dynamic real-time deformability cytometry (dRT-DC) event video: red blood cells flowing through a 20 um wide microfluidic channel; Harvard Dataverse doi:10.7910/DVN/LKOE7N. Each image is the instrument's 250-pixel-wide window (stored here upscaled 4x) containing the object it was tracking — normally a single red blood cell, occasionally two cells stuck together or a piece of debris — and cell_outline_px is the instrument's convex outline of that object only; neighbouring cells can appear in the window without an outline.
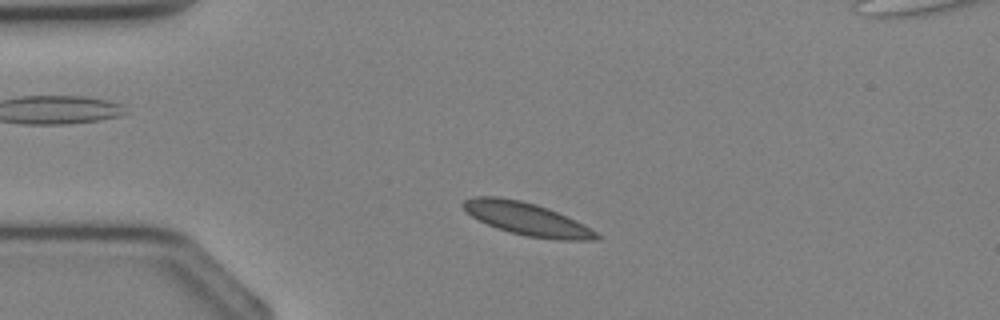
{"species": "Egyptian fruit bat (a non-hibernating species)", "species_latin": "Rousettus aegyptiacus", "temperature_condition": "cold", "stored_images_in_passage": 34, "segment_of_instrument_passage": [1, 2], "camera_frame_rate_fps": 3000, "um_per_image_px": 0.085, "animal": {"sex": "female"}, "frame": {"image": 1, "passage_image": 5, "time_ms": 1.333, "image_size_px": [1000, 320], "cell_outline_px": [[600, 240], [560, 240], [528, 236], [496, 228], [472, 216], [460, 204], [464, 200], [472, 196], [500, 196], [520, 200], [536, 204], [548, 208], [576, 220], [584, 224], [596, 232], [600, 236]], "centroid_in_image_um": [44.8, 18.59], "position_along_channel_um": 40.2, "area_um2": 25.32}}
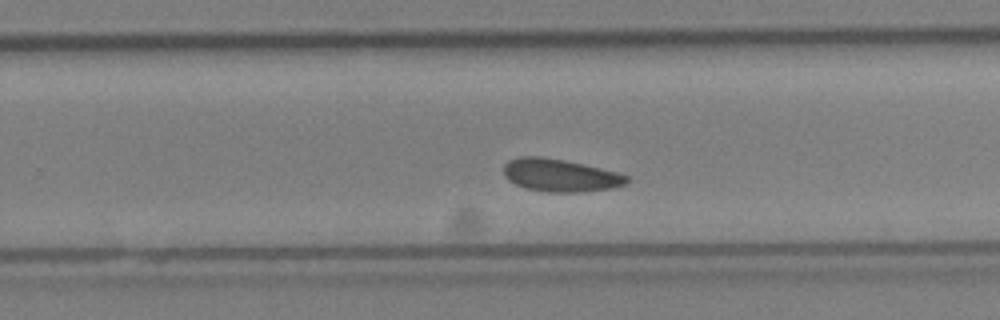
{"frame": {"image": 2, "passage_image": 20, "time_ms": 6.333, "image_size_px": [1000, 320], "cell_outline_px": [[628, 180], [624, 184], [612, 188], [580, 192], [544, 192], [528, 188], [516, 184], [508, 180], [504, 176], [504, 164], [508, 160], [524, 156], [540, 156], [564, 160], [600, 168], [616, 172], [628, 176]], "centroid_in_image_um": [47.58, 14.9], "position_along_channel_um": 282.2, "area_um2": 23.24}}
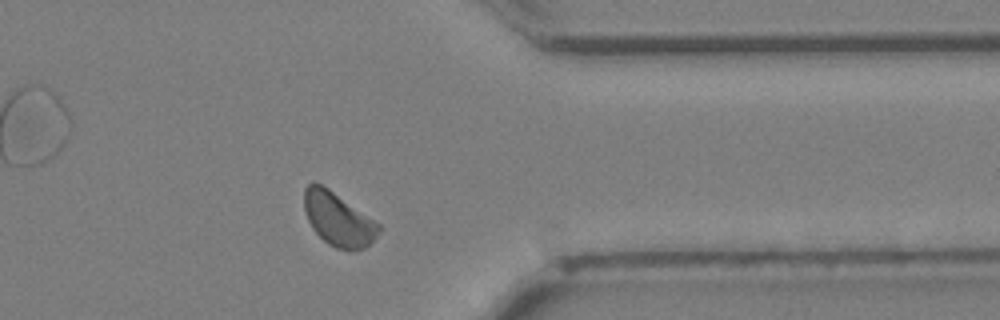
{"frame": {"image": 3, "passage_image": 26, "time_ms": 8.333, "image_size_px": [1000, 320], "cell_outline_px": [[380, 232], [364, 248], [352, 252], [348, 252], [336, 248], [328, 244], [312, 228], [308, 220], [304, 208], [304, 188], [308, 184], [320, 184], [328, 188], [380, 224]], "centroid_in_image_um": [28.74, 18.66], "position_along_channel_um": 382.7, "area_um2": 23.06}}